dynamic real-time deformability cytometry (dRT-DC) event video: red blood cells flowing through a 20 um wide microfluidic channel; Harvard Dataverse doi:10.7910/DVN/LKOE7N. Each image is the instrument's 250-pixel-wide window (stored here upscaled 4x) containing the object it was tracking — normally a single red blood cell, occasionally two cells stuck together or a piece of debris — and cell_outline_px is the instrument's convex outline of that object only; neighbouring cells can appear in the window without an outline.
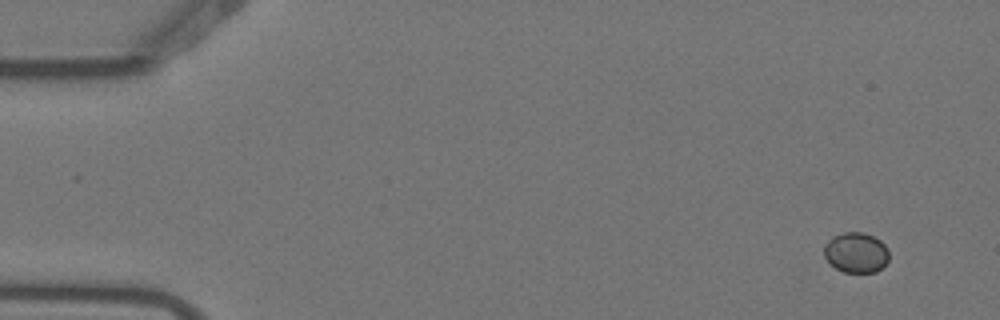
{"species": "Egyptian fruit bat (a non-hibernating species)", "species_latin": "Rousettus aegyptiacus", "temperature_condition": "warm", "stored_images_in_passage": 8, "camera_frame_rate_fps": 3000, "um_per_image_px": 0.085, "animal": {"sex": "female"}, "frame": {"image": 1, "passage_image": 2, "time_ms": 0.333, "image_size_px": [1000, 320], "cell_outline_px": [[888, 260], [876, 272], [844, 272], [836, 268], [824, 256], [824, 244], [832, 236], [844, 232], [864, 232], [880, 240], [888, 248]], "centroid_in_image_um": [72.76, 21.45], "position_along_channel_um": 12.2, "area_um2": 15.2}}
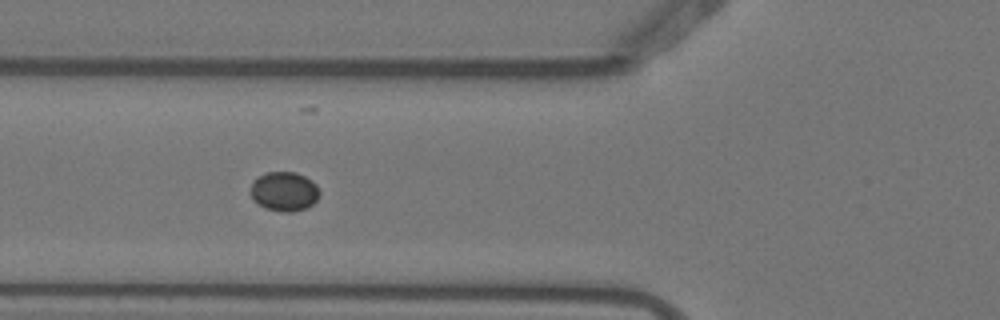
{"frame": {"image": 2, "passage_image": 7, "time_ms": 2.0, "image_size_px": [1000, 320], "cell_outline_px": [[320, 196], [312, 204], [304, 208], [292, 212], [284, 212], [264, 208], [252, 200], [248, 192], [252, 180], [268, 172], [296, 172], [312, 180], [316, 184], [320, 192]], "centroid_in_image_um": [24.12, 16.27], "position_along_channel_um": 101.7, "area_um2": 16.07}}
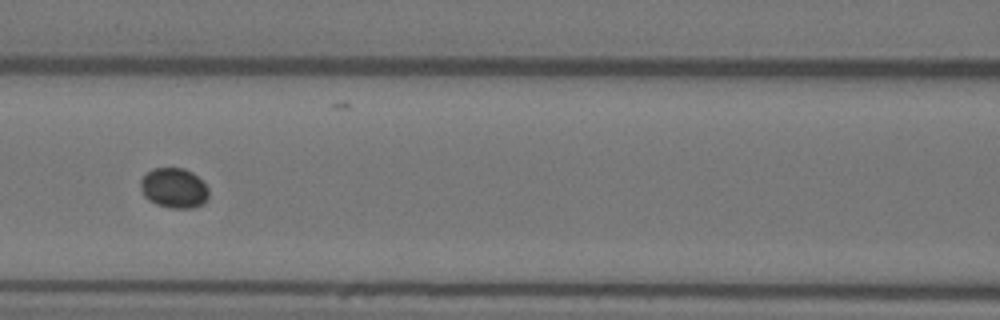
{"frame": {"image": 3, "passage_image": 8, "time_ms": 2.333, "image_size_px": [1000, 320], "cell_outline_px": [[208, 200], [204, 204], [192, 208], [168, 208], [156, 204], [148, 200], [144, 196], [140, 188], [140, 180], [152, 168], [184, 168], [192, 172], [208, 188]], "centroid_in_image_um": [14.78, 16.0], "position_along_channel_um": 151.8, "area_um2": 16.01}}